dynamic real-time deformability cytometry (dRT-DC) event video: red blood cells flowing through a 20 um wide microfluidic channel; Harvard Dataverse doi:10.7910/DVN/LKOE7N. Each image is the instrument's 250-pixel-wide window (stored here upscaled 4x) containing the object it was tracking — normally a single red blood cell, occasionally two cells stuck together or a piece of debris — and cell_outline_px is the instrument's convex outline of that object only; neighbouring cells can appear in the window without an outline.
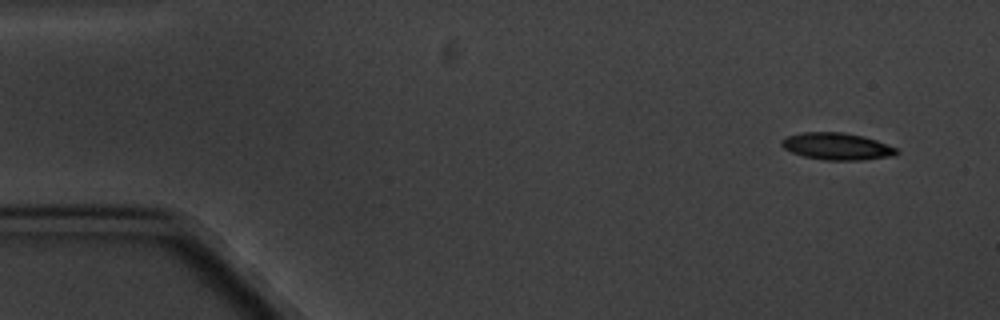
{"species": "common noctule bat (a hibernating species)", "species_latin": "Nyctalus noctula", "temperature_condition": "cold", "stored_images_in_passage": 11, "camera_frame_rate_fps": 3000, "um_per_image_px": 0.085, "animal": {"sex": "male", "body_mass_g": 20.1, "forearm_length_mm": 53.5}, "frame": {"image": 1, "passage_image": 1, "time_ms": 0.0, "image_size_px": [1000, 320], "cell_outline_px": [[900, 152], [892, 156], [860, 160], [824, 160], [804, 156], [792, 152], [784, 148], [780, 144], [780, 140], [784, 136], [804, 132], [844, 132], [864, 136], [876, 140], [896, 148]], "centroid_in_image_um": [71.11, 12.43], "position_along_channel_um": 13.9, "area_um2": 18.15}}
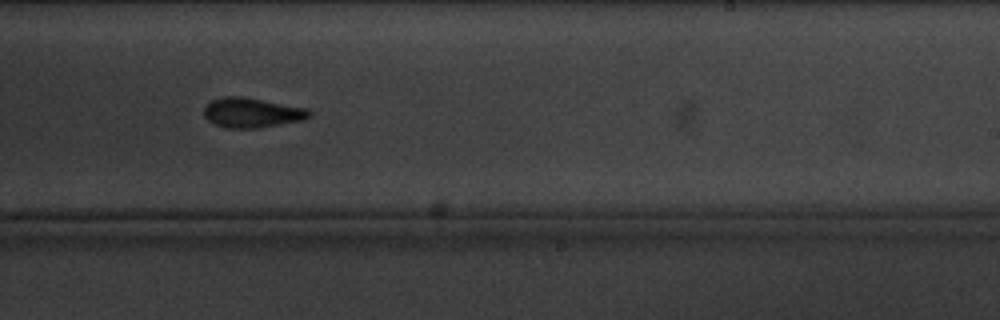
{"frame": {"image": 2, "passage_image": 10, "time_ms": 10.667, "image_size_px": [1000, 320], "cell_outline_px": [[312, 112], [304, 120], [260, 128], [228, 128], [216, 124], [208, 120], [204, 116], [204, 108], [212, 100], [224, 96], [240, 96], [308, 108]], "centroid_in_image_um": [21.43, 9.58], "position_along_channel_um": 267.6, "area_um2": 18.21}}